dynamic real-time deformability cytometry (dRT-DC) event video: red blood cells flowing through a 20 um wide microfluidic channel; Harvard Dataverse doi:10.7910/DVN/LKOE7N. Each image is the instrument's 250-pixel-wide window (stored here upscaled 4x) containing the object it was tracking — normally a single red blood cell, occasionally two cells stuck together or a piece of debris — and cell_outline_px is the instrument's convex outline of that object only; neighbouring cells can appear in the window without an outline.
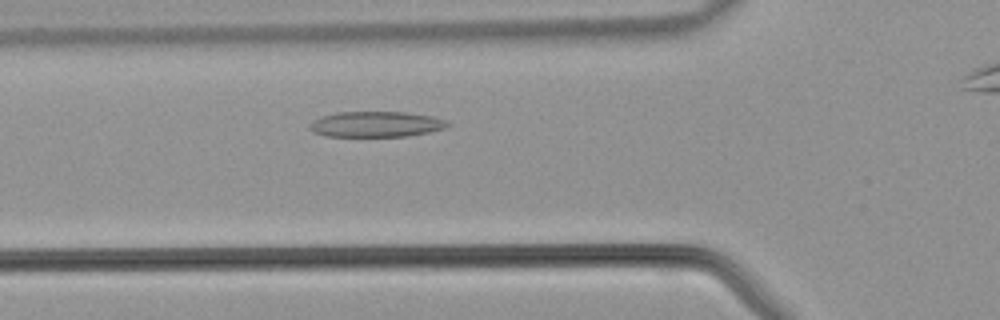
{"species": "common noctule bat (a hibernating species)", "species_latin": "Nyctalus noctula", "temperature_condition": "warm", "stored_images_in_passage": 29, "camera_frame_rate_fps": 3000, "um_per_image_px": 0.085, "animal": {"sex": "male", "body_mass_g": 21.5, "forearm_length_mm": 52.0}, "frame": {"image": 1, "passage_image": 9, "time_ms": 2.667, "image_size_px": [1000, 320], "cell_outline_px": [[452, 124], [448, 128], [408, 136], [324, 136], [312, 132], [308, 128], [308, 124], [312, 120], [336, 112], [404, 112], [432, 116], [448, 120]], "centroid_in_image_um": [31.98, 10.56], "position_along_channel_um": 93.8, "area_um2": 20.81}}
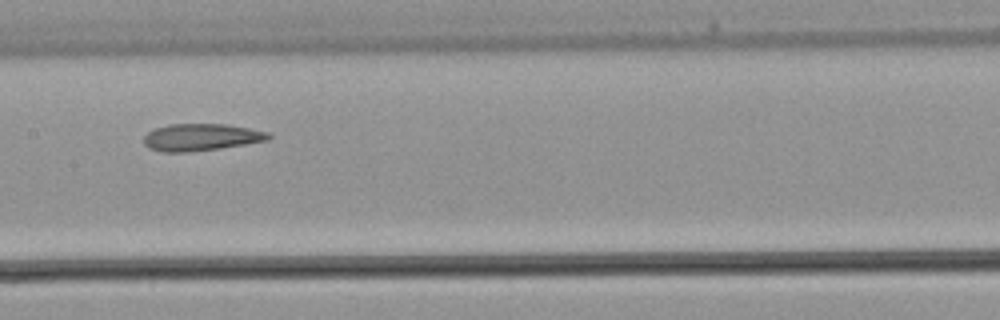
{"frame": {"image": 2, "passage_image": 15, "time_ms": 4.667, "image_size_px": [1000, 320], "cell_outline_px": [[272, 136], [268, 140], [220, 148], [188, 152], [164, 152], [148, 148], [144, 144], [144, 136], [148, 132], [156, 128], [168, 124], [224, 124], [248, 128], [268, 132]], "centroid_in_image_um": [17.07, 11.66], "position_along_channel_um": 190.3, "area_um2": 19.54}}
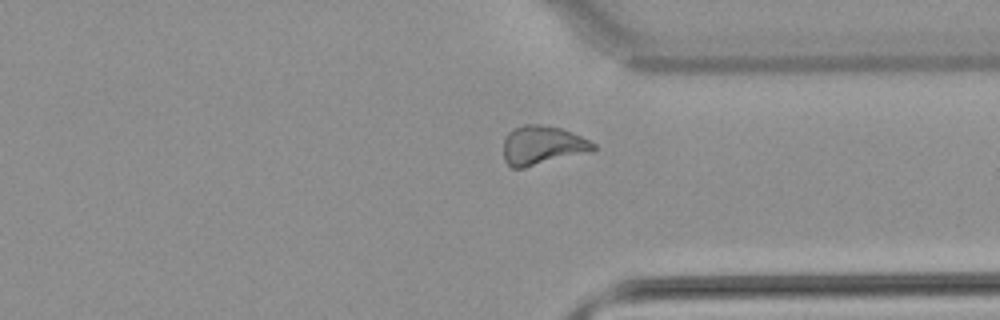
{"frame": {"image": 3, "passage_image": 26, "time_ms": 8.333, "image_size_px": [1000, 320], "cell_outline_px": [[596, 148], [524, 168], [512, 168], [504, 160], [504, 140], [508, 132], [524, 124], [540, 124], [560, 128], [572, 132], [596, 144]], "centroid_in_image_um": [46.03, 12.33], "position_along_channel_um": 365.4, "area_um2": 19.77}}